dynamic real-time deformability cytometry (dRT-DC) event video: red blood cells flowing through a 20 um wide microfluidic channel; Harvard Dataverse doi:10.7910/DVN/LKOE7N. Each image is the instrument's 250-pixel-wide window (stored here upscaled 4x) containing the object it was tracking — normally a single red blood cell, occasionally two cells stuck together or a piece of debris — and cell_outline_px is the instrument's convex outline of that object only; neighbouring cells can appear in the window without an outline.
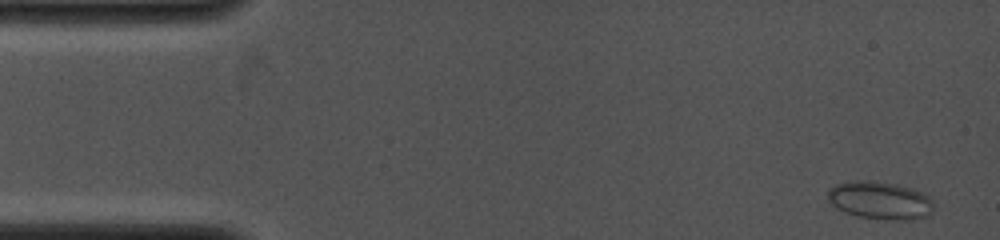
{"species": "common noctule bat (a hibernating species)", "species_latin": "Nyctalus noctula", "temperature_condition": "cold", "stored_images_in_passage": 12, "camera_frame_rate_fps": 4000, "um_per_image_px": 0.085, "animal": {"sex": "female", "body_mass_g": 19.0, "forearm_length_mm": 53.3}, "frame": {"image": 1, "passage_image": 1, "time_ms": 0.0, "image_size_px": [1000, 240], "cell_outline_px": [[932, 208], [928, 216], [912, 220], [892, 220], [860, 216], [844, 212], [836, 208], [828, 200], [828, 188], [836, 184], [856, 180], [868, 180], [896, 184], [912, 188], [928, 196], [932, 200]], "centroid_in_image_um": [74.78, 17.03], "position_along_channel_um": 10.2, "area_um2": 23.29}}
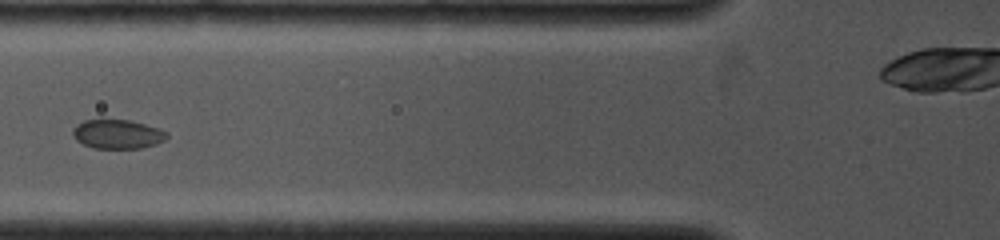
{"frame": {"image": 2, "passage_image": 9, "time_ms": 5.0, "image_size_px": [1000, 240], "cell_outline_px": [[168, 136], [164, 140], [156, 144], [140, 148], [92, 148], [76, 140], [72, 136], [72, 128], [76, 124], [84, 120], [100, 116], [104, 116], [128, 120], [160, 128], [168, 132]], "centroid_in_image_um": [9.93, 11.35], "position_along_channel_um": 115.9, "area_um2": 16.7}}
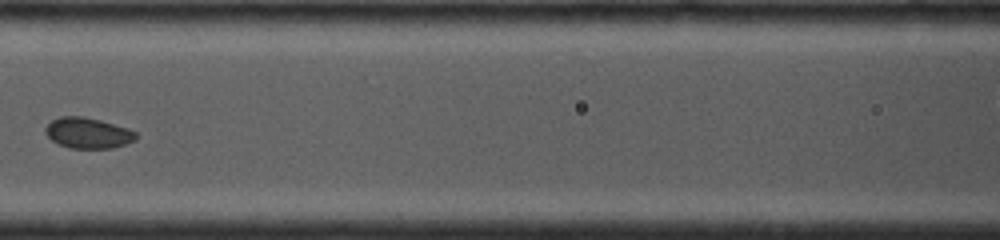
{"frame": {"image": 3, "passage_image": 11, "time_ms": 6.0, "image_size_px": [1000, 240], "cell_outline_px": [[136, 140], [112, 148], [68, 148], [52, 140], [44, 132], [44, 128], [52, 120], [60, 116], [84, 116], [100, 120], [128, 128], [136, 132]], "centroid_in_image_um": [7.46, 11.3], "position_along_channel_um": 159.1, "area_um2": 16.18}}